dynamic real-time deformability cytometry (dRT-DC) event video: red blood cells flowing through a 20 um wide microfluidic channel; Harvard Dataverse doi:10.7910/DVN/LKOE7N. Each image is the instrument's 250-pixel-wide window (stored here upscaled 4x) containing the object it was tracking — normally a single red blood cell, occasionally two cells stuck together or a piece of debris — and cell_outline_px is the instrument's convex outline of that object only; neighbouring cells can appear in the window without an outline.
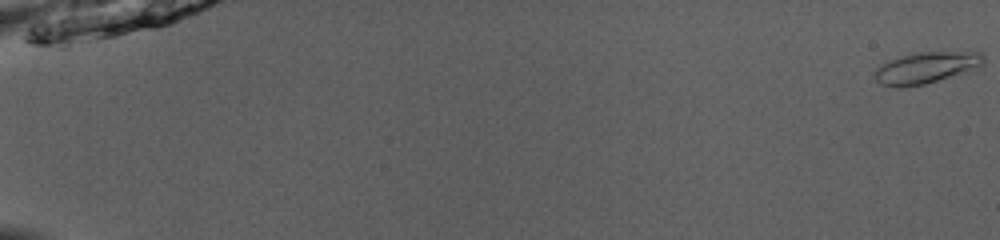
{"species": "common noctule bat (a hibernating species)", "species_latin": "Nyctalus noctula", "temperature_condition": "room temperature", "stored_images_in_passage": 53, "camera_frame_rate_fps": 3000, "um_per_image_px": 0.085, "animal": {"sex": "male", "body_mass_g": 13.0, "forearm_length_mm": 53.1}, "frame": {"image": 1, "passage_image": 1, "time_ms": 0.0, "image_size_px": [1000, 240], "cell_outline_px": [[984, 64], [968, 72], [924, 84], [900, 88], [896, 88], [880, 84], [876, 80], [876, 68], [888, 60], [896, 56], [912, 52], [968, 48], [980, 52], [984, 56]], "centroid_in_image_um": [78.82, 5.68], "position_along_channel_um": 6.2, "area_um2": 21.15}}
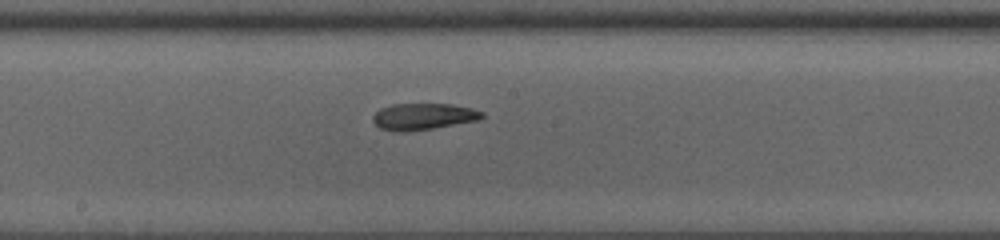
{"frame": {"image": 2, "passage_image": 31, "time_ms": 10.0, "image_size_px": [1000, 240], "cell_outline_px": [[484, 116], [480, 120], [408, 132], [400, 132], [380, 128], [372, 120], [372, 116], [380, 108], [392, 104], [452, 104], [472, 108], [484, 112]], "centroid_in_image_um": [35.99, 9.9], "position_along_channel_um": 212.2, "area_um2": 16.94}}
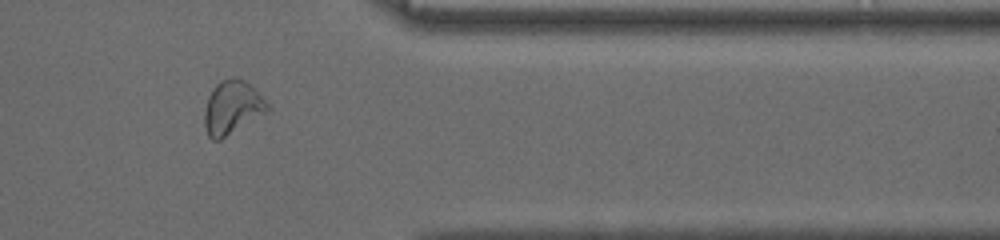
{"frame": {"image": 3, "passage_image": 45, "time_ms": 14.667, "image_size_px": [1000, 240], "cell_outline_px": [[268, 112], [220, 140], [212, 140], [208, 136], [204, 128], [204, 112], [208, 96], [212, 88], [220, 80], [232, 76], [236, 76], [244, 80], [268, 104]], "centroid_in_image_um": [19.69, 9.14], "position_along_channel_um": 391.7, "area_um2": 19.65}, "authors_computed_cell_mechanics": {"area_um2": 18.0914, "velocity_mm_per_s": 4.0147, "shape_relaxation_time_tau1_ms": 8.8742, "shape_relaxation_time_tau2_ms": 5.1325, "deformation_change_tau1": 0.21, "deformation_change_tau2": 0.0801}}